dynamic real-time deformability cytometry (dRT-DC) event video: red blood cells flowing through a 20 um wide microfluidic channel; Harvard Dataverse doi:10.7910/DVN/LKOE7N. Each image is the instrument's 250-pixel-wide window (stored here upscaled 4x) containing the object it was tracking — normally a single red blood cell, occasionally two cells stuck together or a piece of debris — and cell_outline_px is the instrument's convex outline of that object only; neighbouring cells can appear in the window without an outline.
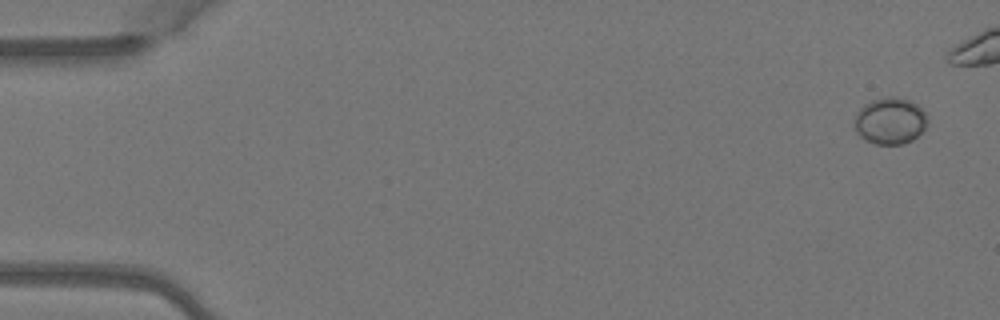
{"species": "Egyptian fruit bat (a non-hibernating species)", "species_latin": "Rousettus aegyptiacus", "temperature_condition": "warm", "stored_images_in_passage": 7, "camera_frame_rate_fps": 3000, "um_per_image_px": 0.085, "animal": {"sex": "female"}, "frame": {"image": 1, "passage_image": 1, "time_ms": 0.0, "image_size_px": [1000, 320], "cell_outline_px": [[928, 124], [912, 140], [904, 144], [876, 144], [860, 136], [856, 132], [856, 112], [864, 104], [872, 100], [888, 96], [900, 96], [916, 104], [928, 116]], "centroid_in_image_um": [75.68, 10.26], "position_along_channel_um": 9.3, "area_um2": 19.77}}